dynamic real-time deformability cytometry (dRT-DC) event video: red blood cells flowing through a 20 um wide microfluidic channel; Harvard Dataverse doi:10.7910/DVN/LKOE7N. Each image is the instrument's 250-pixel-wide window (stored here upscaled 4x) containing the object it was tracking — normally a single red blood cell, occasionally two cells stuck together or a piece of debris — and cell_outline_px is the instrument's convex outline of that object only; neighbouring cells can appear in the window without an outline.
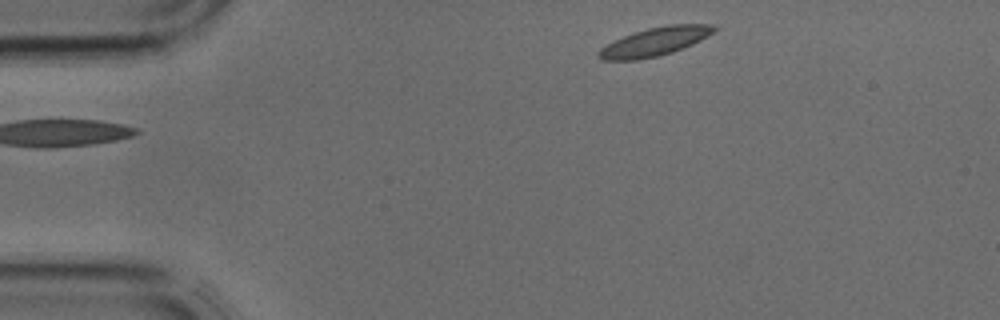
{"species": "common noctule bat (a hibernating species)", "species_latin": "Nyctalus noctula", "temperature_condition": "cold", "stored_images_in_passage": 5, "camera_frame_rate_fps": 3000, "um_per_image_px": 0.085, "animal": {"sex": "male", "body_mass_g": 17.9, "forearm_length_mm": 54.2}, "frame": {"image": 1, "passage_image": 5, "time_ms": 1.333, "image_size_px": [1000, 320], "cell_outline_px": [[716, 28], [712, 32], [700, 40], [692, 44], [672, 52], [660, 56], [636, 60], [600, 60], [596, 56], [596, 52], [600, 48], [624, 36], [648, 28], [668, 24], [716, 24]], "centroid_in_image_um": [55.63, 3.55], "position_along_channel_um": 29.4, "area_um2": 19.02}}